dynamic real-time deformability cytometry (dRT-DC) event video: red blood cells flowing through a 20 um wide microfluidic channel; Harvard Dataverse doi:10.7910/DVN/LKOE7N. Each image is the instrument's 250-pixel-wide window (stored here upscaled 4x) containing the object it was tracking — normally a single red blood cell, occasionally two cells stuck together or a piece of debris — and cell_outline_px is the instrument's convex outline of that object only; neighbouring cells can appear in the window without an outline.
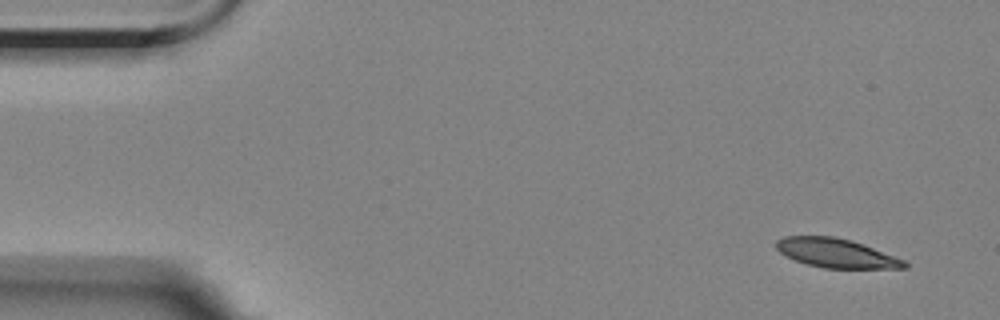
{"species": "Egyptian fruit bat (a non-hibernating species)", "species_latin": "Rousettus aegyptiacus", "temperature_condition": "room temperature", "stored_images_in_passage": 6, "camera_frame_rate_fps": 3000, "um_per_image_px": 0.085, "animal": {"sex": "female"}, "frame": {"image": 1, "passage_image": 1, "time_ms": 0.0, "image_size_px": [1000, 320], "cell_outline_px": [[908, 268], [824, 268], [808, 264], [796, 260], [780, 252], [776, 248], [776, 240], [784, 236], [832, 236], [848, 240], [872, 248], [904, 260], [908, 264]], "centroid_in_image_um": [71.05, 21.52], "position_along_channel_um": 14.0, "area_um2": 21.21}}
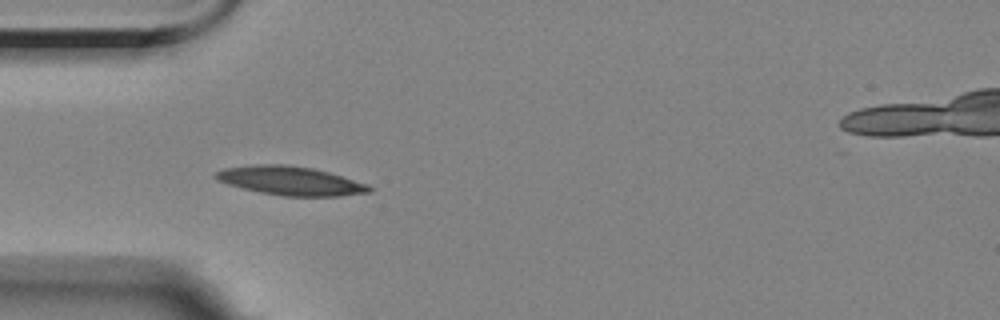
{"frame": {"image": 2, "passage_image": 5, "time_ms": 4.333, "image_size_px": [1000, 320], "cell_outline_px": [[372, 192], [340, 196], [280, 196], [260, 192], [228, 184], [216, 180], [212, 176], [216, 172], [224, 168], [256, 164], [284, 164], [312, 168], [328, 172], [368, 184], [372, 188]], "centroid_in_image_um": [24.68, 15.37], "position_along_channel_um": 60.3, "area_um2": 25.78}}
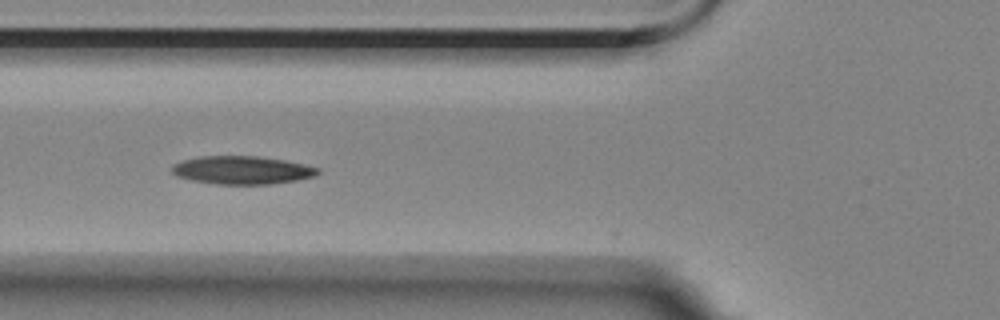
{"frame": {"image": 3, "passage_image": 6, "time_ms": 5.667, "image_size_px": [1000, 320], "cell_outline_px": [[320, 172], [316, 176], [296, 180], [268, 184], [216, 184], [192, 180], [176, 176], [172, 172], [172, 164], [184, 160], [200, 156], [256, 156], [284, 160], [304, 164], [320, 168]], "centroid_in_image_um": [20.58, 14.46], "position_along_channel_um": 105.2, "area_um2": 23.87}}